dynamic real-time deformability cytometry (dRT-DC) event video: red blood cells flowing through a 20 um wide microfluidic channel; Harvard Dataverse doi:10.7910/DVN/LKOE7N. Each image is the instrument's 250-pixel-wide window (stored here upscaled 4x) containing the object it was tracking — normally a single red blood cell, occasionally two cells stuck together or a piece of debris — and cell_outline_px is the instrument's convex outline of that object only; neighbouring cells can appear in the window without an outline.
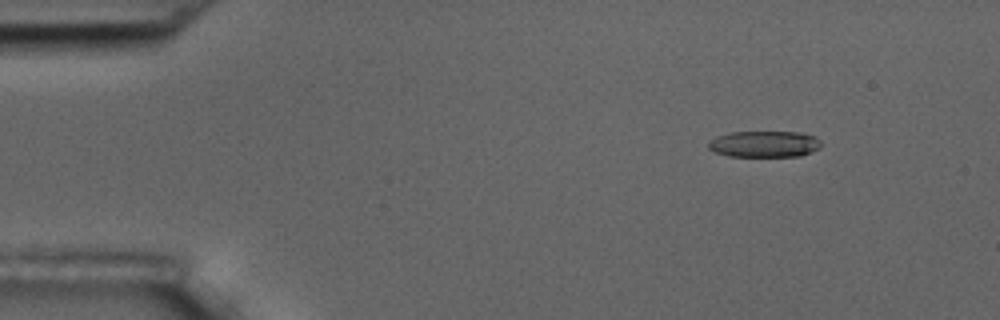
{"species": "common noctule bat (a hibernating species)", "species_latin": "Nyctalus noctula", "temperature_condition": "room temperature", "stored_images_in_passage": 6, "camera_frame_rate_fps": 3000, "um_per_image_px": 0.085, "animal": {"sex": "male", "body_mass_g": 17.5, "forearm_length_mm": 52.3}, "frame": {"image": 1, "passage_image": 2, "time_ms": 1.0, "image_size_px": [1000, 320], "cell_outline_px": [[820, 148], [800, 156], [728, 156], [716, 152], [708, 148], [708, 144], [716, 136], [732, 132], [800, 132], [816, 136], [820, 140]], "centroid_in_image_um": [65.0, 12.24], "position_along_channel_um": 20.0, "area_um2": 17.22}}
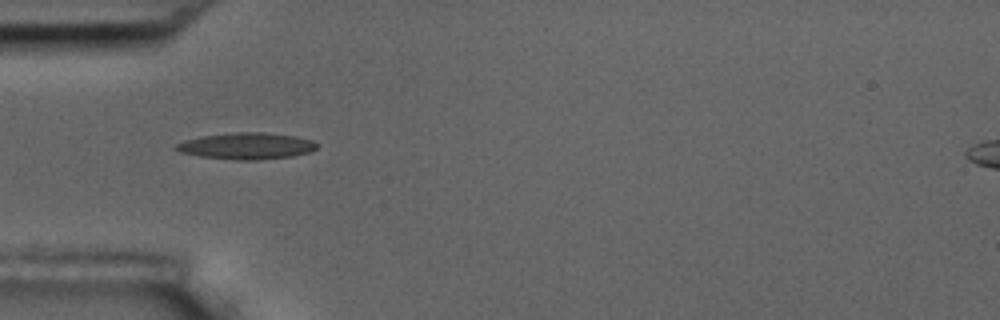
{"frame": {"image": 2, "passage_image": 5, "time_ms": 4.667, "image_size_px": [1000, 320], "cell_outline_px": [[320, 144], [312, 152], [292, 156], [256, 160], [236, 160], [200, 156], [180, 152], [172, 148], [176, 144], [184, 140], [200, 136], [236, 132], [264, 132], [296, 136], [312, 140]], "centroid_in_image_um": [20.97, 12.4], "position_along_channel_um": 64.0, "area_um2": 21.96}}